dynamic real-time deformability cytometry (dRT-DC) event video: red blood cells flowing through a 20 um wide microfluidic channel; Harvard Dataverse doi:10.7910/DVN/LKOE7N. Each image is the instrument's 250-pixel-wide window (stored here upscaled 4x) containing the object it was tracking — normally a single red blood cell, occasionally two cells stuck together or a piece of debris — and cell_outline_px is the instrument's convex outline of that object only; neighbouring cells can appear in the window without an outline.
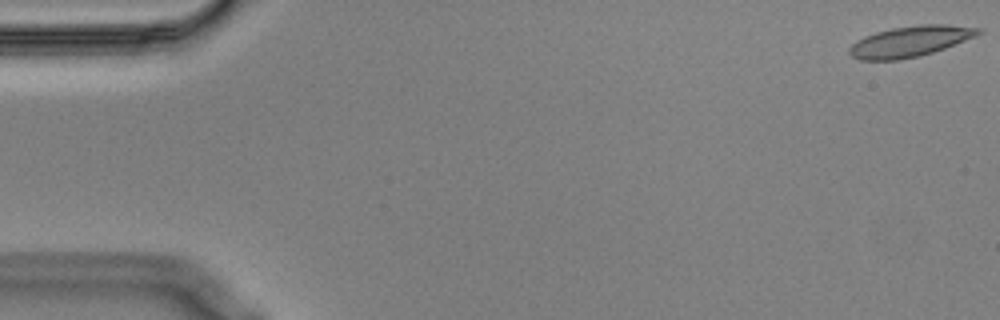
{"species": "Egyptian fruit bat (a non-hibernating species)", "species_latin": "Rousettus aegyptiacus", "temperature_condition": "cold", "stored_images_in_passage": 56, "camera_frame_rate_fps": 3000, "um_per_image_px": 0.085, "animal": {"sex": "male"}, "frame": {"image": 1, "passage_image": 1, "time_ms": 0.0, "image_size_px": [1000, 320], "cell_outline_px": [[984, 32], [976, 36], [944, 48], [920, 56], [900, 60], [860, 60], [852, 56], [848, 52], [848, 48], [856, 40], [864, 36], [876, 32], [892, 28], [920, 24], [948, 24], [984, 28]], "centroid_in_image_um": [77.38, 3.51], "position_along_channel_um": 7.6, "area_um2": 23.29}}
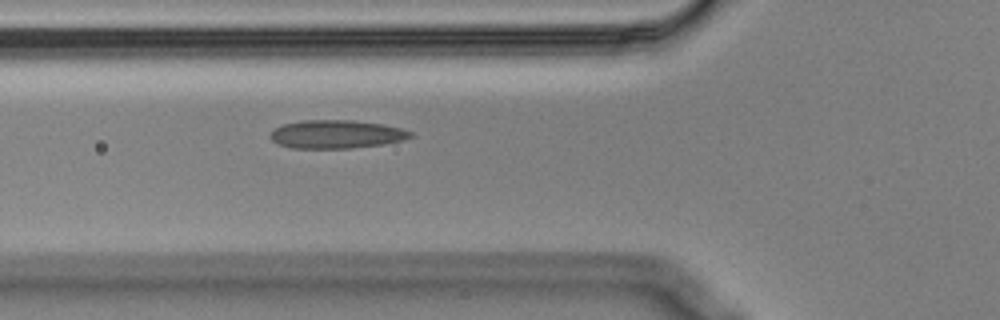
{"frame": {"image": 2, "passage_image": 20, "time_ms": 6.333, "image_size_px": [1000, 320], "cell_outline_px": [[412, 136], [404, 140], [384, 144], [352, 148], [292, 148], [280, 144], [272, 140], [268, 136], [276, 128], [284, 124], [304, 120], [352, 120], [384, 124], [400, 128], [412, 132]], "centroid_in_image_um": [28.62, 11.41], "position_along_channel_um": 97.2, "area_um2": 23.06}}
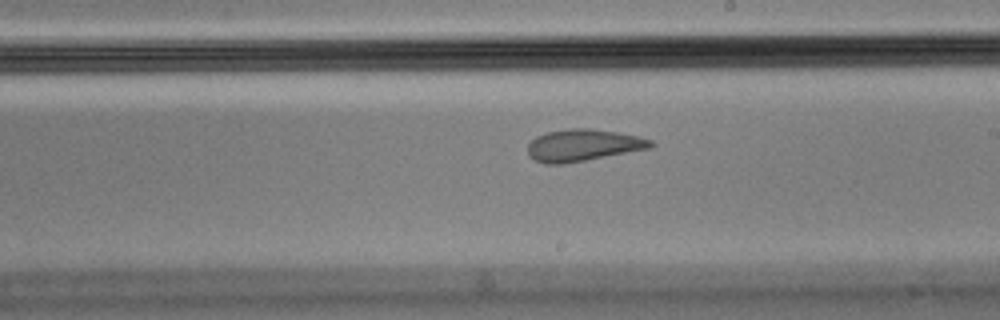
{"frame": {"image": 3, "passage_image": 32, "time_ms": 10.333, "image_size_px": [1000, 320], "cell_outline_px": [[656, 144], [652, 148], [564, 164], [544, 164], [528, 156], [528, 144], [536, 136], [548, 132], [568, 128], [588, 128], [616, 132], [640, 136], [652, 140]], "centroid_in_image_um": [49.58, 12.35], "position_along_channel_um": 239.4, "area_um2": 23.0}, "authors_computed_cell_mechanics": {"area_um2": 23.1778, "velocity_mm_per_s": 3.5506, "shape_relaxation_time_tau1_ms": null, "shape_relaxation_time_tau2_ms": 2.0529, "deformation_change_tau1": null, "deformation_change_tau2": 0.068}}